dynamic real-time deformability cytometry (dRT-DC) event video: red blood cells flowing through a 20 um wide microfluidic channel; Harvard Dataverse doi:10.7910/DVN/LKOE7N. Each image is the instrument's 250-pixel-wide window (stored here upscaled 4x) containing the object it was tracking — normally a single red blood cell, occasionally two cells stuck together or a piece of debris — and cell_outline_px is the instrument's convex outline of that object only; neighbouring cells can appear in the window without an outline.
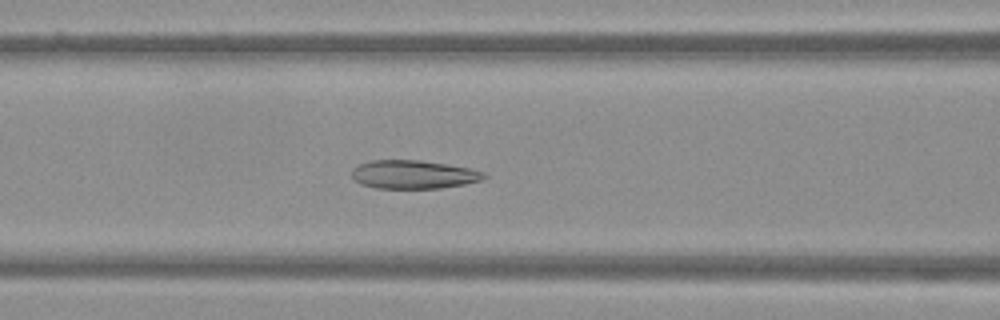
{"species": "Egyptian fruit bat (a non-hibernating species)", "species_latin": "Rousettus aegyptiacus", "temperature_condition": "warm", "stored_images_in_passage": 25, "camera_frame_rate_fps": 3000, "um_per_image_px": 0.085, "frame": {"image": 1, "passage_image": 8, "time_ms": 2.333, "image_size_px": [1000, 320], "cell_outline_px": [[488, 176], [480, 180], [464, 184], [440, 188], [376, 188], [360, 184], [352, 176], [352, 168], [356, 164], [372, 160], [420, 160], [468, 168], [484, 172]], "centroid_in_image_um": [35.1, 14.83], "position_along_channel_um": 131.5, "area_um2": 21.85}}
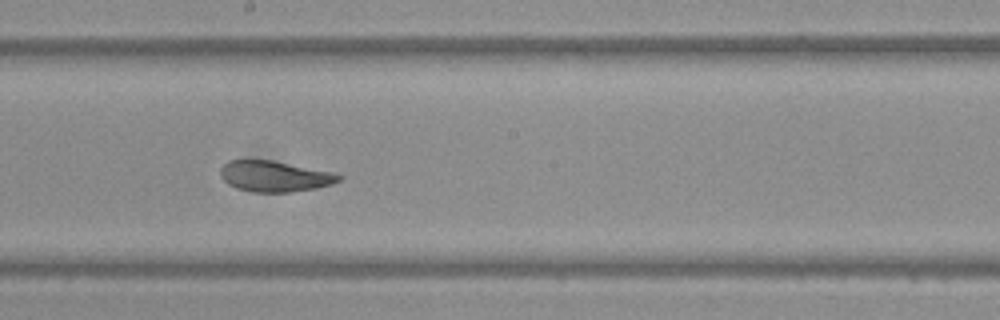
{"frame": {"image": 2, "passage_image": 15, "time_ms": 4.667, "image_size_px": [1000, 320], "cell_outline_px": [[344, 176], [340, 180], [332, 184], [316, 188], [292, 192], [252, 192], [236, 188], [228, 184], [220, 176], [220, 168], [228, 160], [272, 160], [332, 172]], "centroid_in_image_um": [23.33, 14.99], "position_along_channel_um": 224.9, "area_um2": 21.33}}
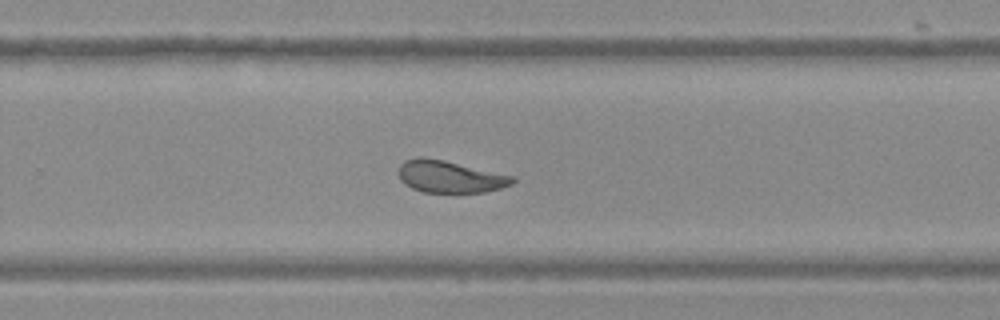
{"frame": {"image": 3, "passage_image": 20, "time_ms": 6.333, "image_size_px": [1000, 320], "cell_outline_px": [[516, 180], [512, 184], [500, 188], [484, 192], [424, 192], [412, 188], [404, 184], [400, 180], [400, 164], [404, 160], [416, 156], [420, 156], [444, 160], [516, 176]], "centroid_in_image_um": [38.25, 15.0], "position_along_channel_um": 291.5, "area_um2": 21.39}}